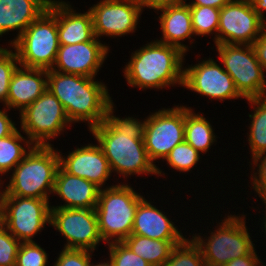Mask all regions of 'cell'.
<instances>
[{"label":"cell","mask_w":266,"mask_h":266,"mask_svg":"<svg viewBox=\"0 0 266 266\" xmlns=\"http://www.w3.org/2000/svg\"><path fill=\"white\" fill-rule=\"evenodd\" d=\"M89 131L102 148L111 171L117 175L127 178L134 174L158 177L165 174L148 157L137 117L119 118L112 112Z\"/></svg>","instance_id":"obj_1"},{"label":"cell","mask_w":266,"mask_h":266,"mask_svg":"<svg viewBox=\"0 0 266 266\" xmlns=\"http://www.w3.org/2000/svg\"><path fill=\"white\" fill-rule=\"evenodd\" d=\"M94 80L95 77L47 70V89L62 103L70 122H88L89 130L115 108L106 85Z\"/></svg>","instance_id":"obj_2"},{"label":"cell","mask_w":266,"mask_h":266,"mask_svg":"<svg viewBox=\"0 0 266 266\" xmlns=\"http://www.w3.org/2000/svg\"><path fill=\"white\" fill-rule=\"evenodd\" d=\"M145 45L131 54L123 69L128 85L145 90L183 86L185 53L156 40Z\"/></svg>","instance_id":"obj_3"},{"label":"cell","mask_w":266,"mask_h":266,"mask_svg":"<svg viewBox=\"0 0 266 266\" xmlns=\"http://www.w3.org/2000/svg\"><path fill=\"white\" fill-rule=\"evenodd\" d=\"M49 146L33 145L13 169L9 184L3 189L2 196H19L49 201L53 193L59 151Z\"/></svg>","instance_id":"obj_4"},{"label":"cell","mask_w":266,"mask_h":266,"mask_svg":"<svg viewBox=\"0 0 266 266\" xmlns=\"http://www.w3.org/2000/svg\"><path fill=\"white\" fill-rule=\"evenodd\" d=\"M143 199L126 183L100 189L95 211L103 242H123L131 235L136 209Z\"/></svg>","instance_id":"obj_5"},{"label":"cell","mask_w":266,"mask_h":266,"mask_svg":"<svg viewBox=\"0 0 266 266\" xmlns=\"http://www.w3.org/2000/svg\"><path fill=\"white\" fill-rule=\"evenodd\" d=\"M20 66L51 70L59 49L57 30V0H51L48 10L33 21L10 45Z\"/></svg>","instance_id":"obj_6"},{"label":"cell","mask_w":266,"mask_h":266,"mask_svg":"<svg viewBox=\"0 0 266 266\" xmlns=\"http://www.w3.org/2000/svg\"><path fill=\"white\" fill-rule=\"evenodd\" d=\"M246 215H228L210 236L192 235L200 247L206 266H223L229 261L252 254L254 247L246 226ZM207 238L206 240H204Z\"/></svg>","instance_id":"obj_7"},{"label":"cell","mask_w":266,"mask_h":266,"mask_svg":"<svg viewBox=\"0 0 266 266\" xmlns=\"http://www.w3.org/2000/svg\"><path fill=\"white\" fill-rule=\"evenodd\" d=\"M215 46L223 68L232 77L236 90L243 99L266 97V75L257 60L253 45Z\"/></svg>","instance_id":"obj_8"},{"label":"cell","mask_w":266,"mask_h":266,"mask_svg":"<svg viewBox=\"0 0 266 266\" xmlns=\"http://www.w3.org/2000/svg\"><path fill=\"white\" fill-rule=\"evenodd\" d=\"M144 121L139 119L144 145L154 164L164 160L170 151L185 140V106L162 108L150 114Z\"/></svg>","instance_id":"obj_9"},{"label":"cell","mask_w":266,"mask_h":266,"mask_svg":"<svg viewBox=\"0 0 266 266\" xmlns=\"http://www.w3.org/2000/svg\"><path fill=\"white\" fill-rule=\"evenodd\" d=\"M19 114L20 129L33 145H51L49 141L72 124L62 103L48 89Z\"/></svg>","instance_id":"obj_10"},{"label":"cell","mask_w":266,"mask_h":266,"mask_svg":"<svg viewBox=\"0 0 266 266\" xmlns=\"http://www.w3.org/2000/svg\"><path fill=\"white\" fill-rule=\"evenodd\" d=\"M2 225L20 242L33 237L50 225L51 205L46 199L1 196Z\"/></svg>","instance_id":"obj_11"},{"label":"cell","mask_w":266,"mask_h":266,"mask_svg":"<svg viewBox=\"0 0 266 266\" xmlns=\"http://www.w3.org/2000/svg\"><path fill=\"white\" fill-rule=\"evenodd\" d=\"M265 26L251 0H230L220 9L216 45H252Z\"/></svg>","instance_id":"obj_12"},{"label":"cell","mask_w":266,"mask_h":266,"mask_svg":"<svg viewBox=\"0 0 266 266\" xmlns=\"http://www.w3.org/2000/svg\"><path fill=\"white\" fill-rule=\"evenodd\" d=\"M50 226L67 240L63 248L94 252L98 244L103 242L95 209L51 207Z\"/></svg>","instance_id":"obj_13"},{"label":"cell","mask_w":266,"mask_h":266,"mask_svg":"<svg viewBox=\"0 0 266 266\" xmlns=\"http://www.w3.org/2000/svg\"><path fill=\"white\" fill-rule=\"evenodd\" d=\"M221 66L209 58L185 67L182 87L220 101L243 98L236 90L232 77Z\"/></svg>","instance_id":"obj_14"},{"label":"cell","mask_w":266,"mask_h":266,"mask_svg":"<svg viewBox=\"0 0 266 266\" xmlns=\"http://www.w3.org/2000/svg\"><path fill=\"white\" fill-rule=\"evenodd\" d=\"M95 37H124L137 29L142 9L134 0H100L89 8Z\"/></svg>","instance_id":"obj_15"},{"label":"cell","mask_w":266,"mask_h":266,"mask_svg":"<svg viewBox=\"0 0 266 266\" xmlns=\"http://www.w3.org/2000/svg\"><path fill=\"white\" fill-rule=\"evenodd\" d=\"M109 46L95 37L92 41L60 45L52 70L64 74L95 77L106 60Z\"/></svg>","instance_id":"obj_16"},{"label":"cell","mask_w":266,"mask_h":266,"mask_svg":"<svg viewBox=\"0 0 266 266\" xmlns=\"http://www.w3.org/2000/svg\"><path fill=\"white\" fill-rule=\"evenodd\" d=\"M59 152V166L68 174L84 178L100 189L111 176V169L99 144L76 147L67 156Z\"/></svg>","instance_id":"obj_17"},{"label":"cell","mask_w":266,"mask_h":266,"mask_svg":"<svg viewBox=\"0 0 266 266\" xmlns=\"http://www.w3.org/2000/svg\"><path fill=\"white\" fill-rule=\"evenodd\" d=\"M47 90V70L18 66L12 74L7 110L22 112Z\"/></svg>","instance_id":"obj_18"},{"label":"cell","mask_w":266,"mask_h":266,"mask_svg":"<svg viewBox=\"0 0 266 266\" xmlns=\"http://www.w3.org/2000/svg\"><path fill=\"white\" fill-rule=\"evenodd\" d=\"M100 188L94 183L65 172L60 166L57 169L53 193L65 202L60 208L95 209L98 203Z\"/></svg>","instance_id":"obj_19"},{"label":"cell","mask_w":266,"mask_h":266,"mask_svg":"<svg viewBox=\"0 0 266 266\" xmlns=\"http://www.w3.org/2000/svg\"><path fill=\"white\" fill-rule=\"evenodd\" d=\"M145 198L136 209L132 233L155 240H185L174 222Z\"/></svg>","instance_id":"obj_20"},{"label":"cell","mask_w":266,"mask_h":266,"mask_svg":"<svg viewBox=\"0 0 266 266\" xmlns=\"http://www.w3.org/2000/svg\"><path fill=\"white\" fill-rule=\"evenodd\" d=\"M51 0H0V37L10 31L18 34L12 44L36 19L48 10Z\"/></svg>","instance_id":"obj_21"},{"label":"cell","mask_w":266,"mask_h":266,"mask_svg":"<svg viewBox=\"0 0 266 266\" xmlns=\"http://www.w3.org/2000/svg\"><path fill=\"white\" fill-rule=\"evenodd\" d=\"M186 1L183 0L177 4L159 9L162 12L158 19L163 37L160 40L156 39L158 42L179 48L185 54L189 49L181 41L189 39L191 44L194 43L192 42L194 39H191L194 35V30L190 7Z\"/></svg>","instance_id":"obj_22"},{"label":"cell","mask_w":266,"mask_h":266,"mask_svg":"<svg viewBox=\"0 0 266 266\" xmlns=\"http://www.w3.org/2000/svg\"><path fill=\"white\" fill-rule=\"evenodd\" d=\"M69 2L57 1V30L60 45L92 41L95 38L90 10L76 13Z\"/></svg>","instance_id":"obj_23"},{"label":"cell","mask_w":266,"mask_h":266,"mask_svg":"<svg viewBox=\"0 0 266 266\" xmlns=\"http://www.w3.org/2000/svg\"><path fill=\"white\" fill-rule=\"evenodd\" d=\"M184 240H155L135 234L123 242L137 255L152 266H164L172 249Z\"/></svg>","instance_id":"obj_24"},{"label":"cell","mask_w":266,"mask_h":266,"mask_svg":"<svg viewBox=\"0 0 266 266\" xmlns=\"http://www.w3.org/2000/svg\"><path fill=\"white\" fill-rule=\"evenodd\" d=\"M194 110L185 106V141L199 153L208 152L216 142L214 130L203 114L194 113Z\"/></svg>","instance_id":"obj_25"},{"label":"cell","mask_w":266,"mask_h":266,"mask_svg":"<svg viewBox=\"0 0 266 266\" xmlns=\"http://www.w3.org/2000/svg\"><path fill=\"white\" fill-rule=\"evenodd\" d=\"M253 106V113L249 114L250 127L248 144L251 147V158L266 152V97L246 99Z\"/></svg>","instance_id":"obj_26"},{"label":"cell","mask_w":266,"mask_h":266,"mask_svg":"<svg viewBox=\"0 0 266 266\" xmlns=\"http://www.w3.org/2000/svg\"><path fill=\"white\" fill-rule=\"evenodd\" d=\"M23 142V143H22ZM22 144V145H21ZM23 144L26 148L23 147ZM33 143L17 129L13 134L0 138V175L13 171L32 149Z\"/></svg>","instance_id":"obj_27"},{"label":"cell","mask_w":266,"mask_h":266,"mask_svg":"<svg viewBox=\"0 0 266 266\" xmlns=\"http://www.w3.org/2000/svg\"><path fill=\"white\" fill-rule=\"evenodd\" d=\"M195 36L214 34V44L218 34L220 9L208 6H189ZM215 32V33H214Z\"/></svg>","instance_id":"obj_28"},{"label":"cell","mask_w":266,"mask_h":266,"mask_svg":"<svg viewBox=\"0 0 266 266\" xmlns=\"http://www.w3.org/2000/svg\"><path fill=\"white\" fill-rule=\"evenodd\" d=\"M164 266H206L200 247L193 239L176 245Z\"/></svg>","instance_id":"obj_29"},{"label":"cell","mask_w":266,"mask_h":266,"mask_svg":"<svg viewBox=\"0 0 266 266\" xmlns=\"http://www.w3.org/2000/svg\"><path fill=\"white\" fill-rule=\"evenodd\" d=\"M201 153L185 140L177 144L164 159L178 172H189L199 162Z\"/></svg>","instance_id":"obj_30"},{"label":"cell","mask_w":266,"mask_h":266,"mask_svg":"<svg viewBox=\"0 0 266 266\" xmlns=\"http://www.w3.org/2000/svg\"><path fill=\"white\" fill-rule=\"evenodd\" d=\"M19 65L16 52L2 46L0 48V103L5 107H7L10 80Z\"/></svg>","instance_id":"obj_31"},{"label":"cell","mask_w":266,"mask_h":266,"mask_svg":"<svg viewBox=\"0 0 266 266\" xmlns=\"http://www.w3.org/2000/svg\"><path fill=\"white\" fill-rule=\"evenodd\" d=\"M48 253L34 242H21L16 257V266H47Z\"/></svg>","instance_id":"obj_32"},{"label":"cell","mask_w":266,"mask_h":266,"mask_svg":"<svg viewBox=\"0 0 266 266\" xmlns=\"http://www.w3.org/2000/svg\"><path fill=\"white\" fill-rule=\"evenodd\" d=\"M108 246L109 257L115 266H152L135 254L124 242H112Z\"/></svg>","instance_id":"obj_33"},{"label":"cell","mask_w":266,"mask_h":266,"mask_svg":"<svg viewBox=\"0 0 266 266\" xmlns=\"http://www.w3.org/2000/svg\"><path fill=\"white\" fill-rule=\"evenodd\" d=\"M21 242L2 224L0 225V266H16V257Z\"/></svg>","instance_id":"obj_34"},{"label":"cell","mask_w":266,"mask_h":266,"mask_svg":"<svg viewBox=\"0 0 266 266\" xmlns=\"http://www.w3.org/2000/svg\"><path fill=\"white\" fill-rule=\"evenodd\" d=\"M253 174L251 178V183L254 191L259 195L260 199L262 200L263 204L266 203V152L258 154L256 157L253 158ZM257 166V168H255ZM257 169L258 172L254 170Z\"/></svg>","instance_id":"obj_35"},{"label":"cell","mask_w":266,"mask_h":266,"mask_svg":"<svg viewBox=\"0 0 266 266\" xmlns=\"http://www.w3.org/2000/svg\"><path fill=\"white\" fill-rule=\"evenodd\" d=\"M92 251L63 248L53 266H90Z\"/></svg>","instance_id":"obj_36"},{"label":"cell","mask_w":266,"mask_h":266,"mask_svg":"<svg viewBox=\"0 0 266 266\" xmlns=\"http://www.w3.org/2000/svg\"><path fill=\"white\" fill-rule=\"evenodd\" d=\"M257 60L261 64L264 71H266V26L260 36L253 42Z\"/></svg>","instance_id":"obj_37"},{"label":"cell","mask_w":266,"mask_h":266,"mask_svg":"<svg viewBox=\"0 0 266 266\" xmlns=\"http://www.w3.org/2000/svg\"><path fill=\"white\" fill-rule=\"evenodd\" d=\"M7 112L5 107L3 110L0 109V138L9 136L17 130L16 123L9 118Z\"/></svg>","instance_id":"obj_38"},{"label":"cell","mask_w":266,"mask_h":266,"mask_svg":"<svg viewBox=\"0 0 266 266\" xmlns=\"http://www.w3.org/2000/svg\"><path fill=\"white\" fill-rule=\"evenodd\" d=\"M139 7L143 10V8H149L159 11V9L168 7L170 5L177 4L182 2L183 0H134Z\"/></svg>","instance_id":"obj_39"},{"label":"cell","mask_w":266,"mask_h":266,"mask_svg":"<svg viewBox=\"0 0 266 266\" xmlns=\"http://www.w3.org/2000/svg\"><path fill=\"white\" fill-rule=\"evenodd\" d=\"M260 260L261 259L258 258L256 251H254L252 254L233 259L223 266H261L260 263H264Z\"/></svg>","instance_id":"obj_40"},{"label":"cell","mask_w":266,"mask_h":266,"mask_svg":"<svg viewBox=\"0 0 266 266\" xmlns=\"http://www.w3.org/2000/svg\"><path fill=\"white\" fill-rule=\"evenodd\" d=\"M230 0H192L187 3L189 6H208L212 8L221 9Z\"/></svg>","instance_id":"obj_41"},{"label":"cell","mask_w":266,"mask_h":266,"mask_svg":"<svg viewBox=\"0 0 266 266\" xmlns=\"http://www.w3.org/2000/svg\"><path fill=\"white\" fill-rule=\"evenodd\" d=\"M255 12L260 16L262 21L266 24V0H251ZM265 11V12H264Z\"/></svg>","instance_id":"obj_42"},{"label":"cell","mask_w":266,"mask_h":266,"mask_svg":"<svg viewBox=\"0 0 266 266\" xmlns=\"http://www.w3.org/2000/svg\"><path fill=\"white\" fill-rule=\"evenodd\" d=\"M90 266H115V265H114V262L112 261V259L109 257L108 261H106V262H100L99 264L98 263H96V264L91 263Z\"/></svg>","instance_id":"obj_43"},{"label":"cell","mask_w":266,"mask_h":266,"mask_svg":"<svg viewBox=\"0 0 266 266\" xmlns=\"http://www.w3.org/2000/svg\"><path fill=\"white\" fill-rule=\"evenodd\" d=\"M264 205H265V210H266V203H265ZM263 219H264V222H263V224H264L263 226H264V227L262 226V228H265L264 230H265V232H266V212H265V216H264ZM265 234H266V233H265Z\"/></svg>","instance_id":"obj_44"},{"label":"cell","mask_w":266,"mask_h":266,"mask_svg":"<svg viewBox=\"0 0 266 266\" xmlns=\"http://www.w3.org/2000/svg\"><path fill=\"white\" fill-rule=\"evenodd\" d=\"M2 224V215H1V197H0V225Z\"/></svg>","instance_id":"obj_45"},{"label":"cell","mask_w":266,"mask_h":266,"mask_svg":"<svg viewBox=\"0 0 266 266\" xmlns=\"http://www.w3.org/2000/svg\"><path fill=\"white\" fill-rule=\"evenodd\" d=\"M0 178H1V177H0ZM2 184H4V183L2 182V180H0V188H2V187H1ZM2 192H3V190L0 189V197L2 196Z\"/></svg>","instance_id":"obj_46"}]
</instances>
